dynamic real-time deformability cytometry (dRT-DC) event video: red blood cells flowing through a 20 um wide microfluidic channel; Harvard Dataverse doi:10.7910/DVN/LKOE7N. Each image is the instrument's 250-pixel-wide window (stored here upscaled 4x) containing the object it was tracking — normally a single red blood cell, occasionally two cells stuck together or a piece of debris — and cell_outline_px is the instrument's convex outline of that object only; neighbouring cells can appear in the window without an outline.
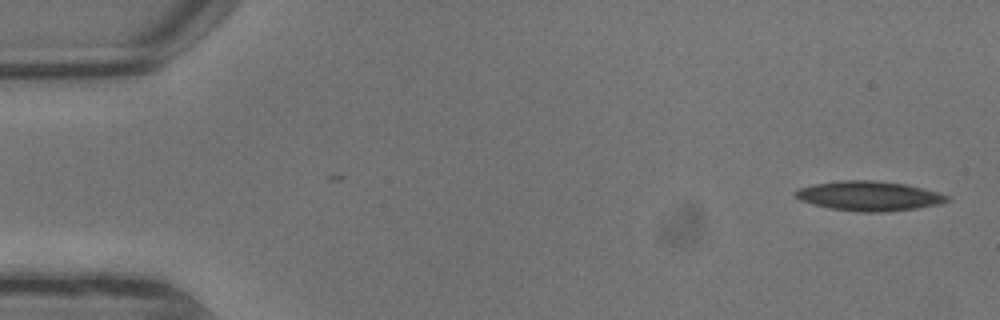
{"species": "common noctule bat (a hibernating species)", "species_latin": "Nyctalus noctula", "temperature_condition": "warm", "stored_images_in_passage": 7, "camera_frame_rate_fps": 3000, "um_per_image_px": 0.085, "animal": {"sex": "male", "body_mass_g": 13.3}, "frame": {"image": 1, "passage_image": 1, "time_ms": 0.0, "image_size_px": [1000, 320], "cell_outline_px": [[948, 200], [940, 204], [916, 208], [884, 212], [864, 212], [828, 208], [812, 204], [800, 200], [792, 196], [792, 192], [800, 188], [816, 184], [844, 180], [872, 180], [904, 184], [924, 188], [940, 192], [948, 196]], "centroid_in_image_um": [73.85, 16.66], "position_along_channel_um": 11.2, "area_um2": 26.13}}
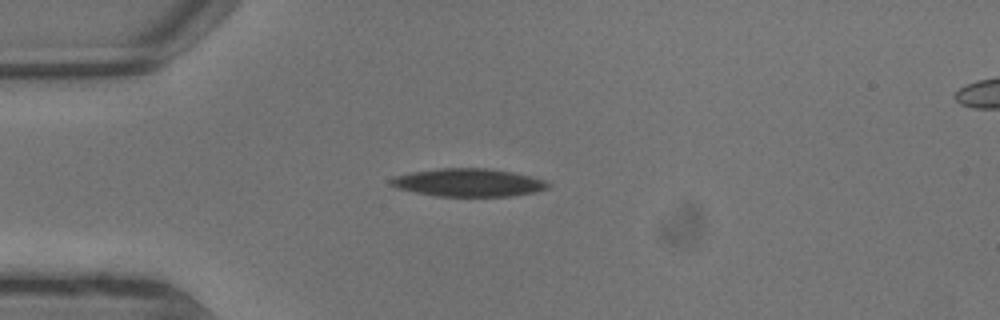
{"frame": {"image": 2, "passage_image": 5, "time_ms": 1.333, "image_size_px": [1000, 320], "cell_outline_px": [[552, 184], [548, 188], [536, 192], [512, 196], [436, 196], [396, 188], [388, 184], [388, 180], [396, 176], [408, 172], [440, 168], [488, 168], [512, 172], [544, 180]], "centroid_in_image_um": [39.79, 15.52], "position_along_channel_um": 45.2, "area_um2": 25.72}}
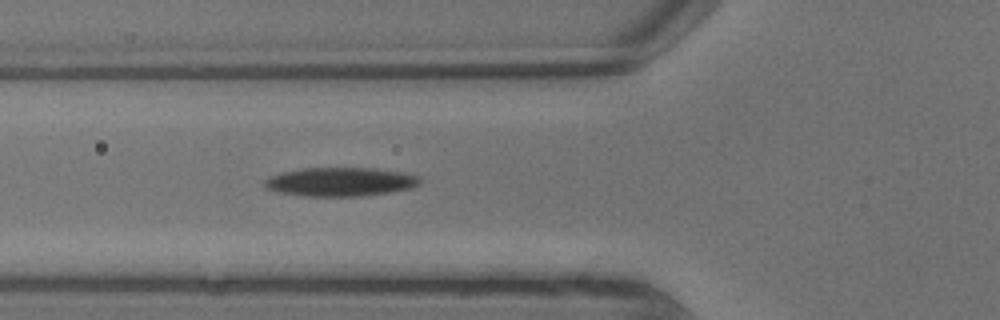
{"frame": {"image": 3, "passage_image": 7, "time_ms": 2.0, "image_size_px": [1000, 320], "cell_outline_px": [[420, 184], [412, 188], [388, 192], [360, 196], [304, 196], [280, 192], [264, 188], [264, 180], [268, 176], [280, 172], [304, 168], [376, 168], [400, 172], [420, 176]], "centroid_in_image_um": [28.9, 15.45], "position_along_channel_um": 96.9, "area_um2": 26.13}}